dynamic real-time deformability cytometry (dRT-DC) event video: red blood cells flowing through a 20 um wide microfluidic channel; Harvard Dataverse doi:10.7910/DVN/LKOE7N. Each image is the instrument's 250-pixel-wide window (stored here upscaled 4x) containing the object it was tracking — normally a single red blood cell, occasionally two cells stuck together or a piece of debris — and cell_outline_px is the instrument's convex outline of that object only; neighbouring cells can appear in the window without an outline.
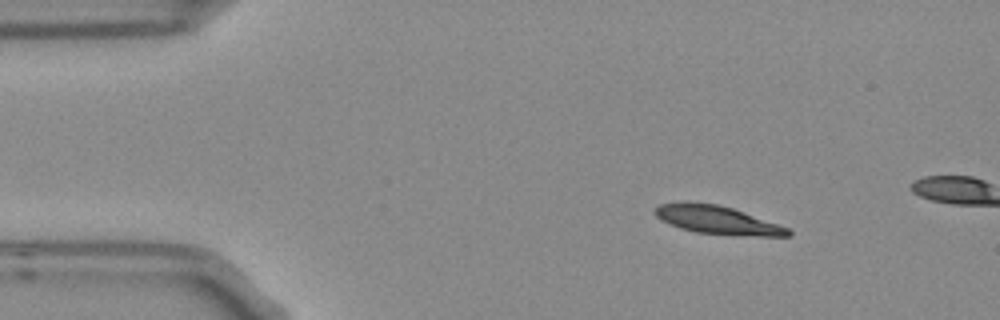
{"species": "Egyptian fruit bat (a non-hibernating species)", "species_latin": "Rousettus aegyptiacus", "temperature_condition": "room temperature", "stored_images_in_passage": 3, "camera_frame_rate_fps": 3000, "um_per_image_px": 0.085, "frame": {"image": 1, "passage_image": 1, "time_ms": 0.0, "image_size_px": [1000, 320], "cell_outline_px": [[792, 236], [760, 236], [696, 232], [680, 228], [660, 220], [652, 212], [660, 204], [684, 200], [716, 204], [732, 208], [744, 212], [788, 228], [792, 232]], "centroid_in_image_um": [60.91, 18.67], "position_along_channel_um": 24.1, "area_um2": 21.85}}